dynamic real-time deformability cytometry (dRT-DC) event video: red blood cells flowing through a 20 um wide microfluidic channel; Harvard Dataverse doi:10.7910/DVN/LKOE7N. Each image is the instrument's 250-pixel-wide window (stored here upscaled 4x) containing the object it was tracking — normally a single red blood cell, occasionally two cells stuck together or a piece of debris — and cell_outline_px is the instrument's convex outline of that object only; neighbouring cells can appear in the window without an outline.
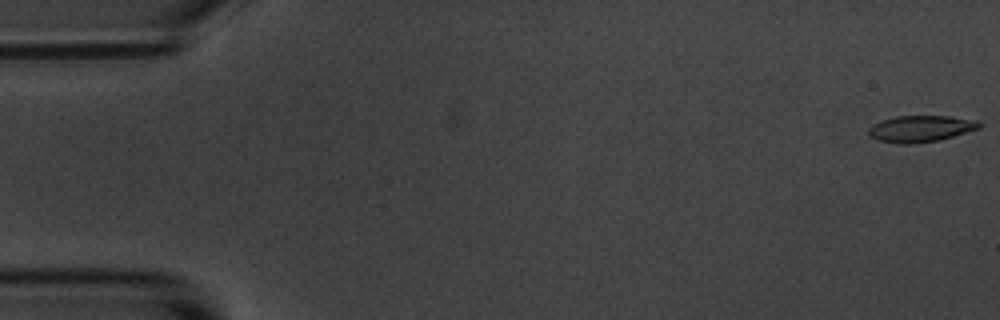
{"species": "common noctule bat (a hibernating species)", "species_latin": "Nyctalus noctula", "temperature_condition": "room temperature", "stored_images_in_passage": 55, "camera_frame_rate_fps": 3000, "um_per_image_px": 0.085, "animal": {"sex": "male", "body_mass_g": 20.1, "forearm_length_mm": 53.5}, "frame": {"image": 1, "passage_image": 1, "time_ms": 0.0, "image_size_px": [1000, 320], "cell_outline_px": [[984, 124], [980, 128], [940, 140], [912, 144], [896, 144], [880, 140], [872, 136], [868, 132], [868, 128], [872, 124], [880, 120], [896, 116], [948, 116], [976, 120]], "centroid_in_image_um": [78.26, 10.94], "position_along_channel_um": 6.7, "area_um2": 17.17}}
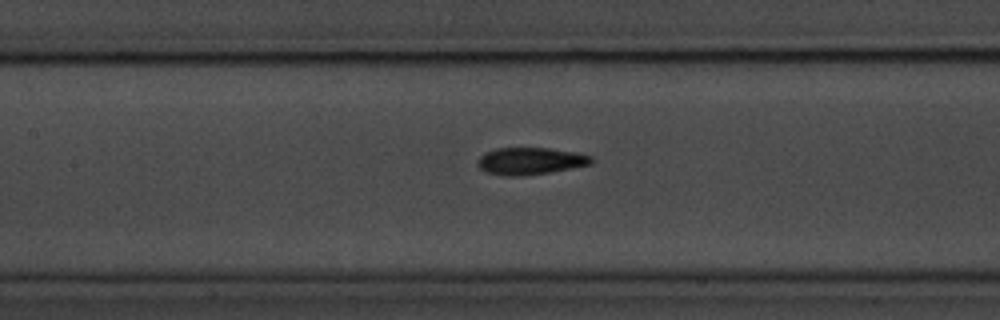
{"frame": {"image": 2, "passage_image": 25, "time_ms": 8.0, "image_size_px": [1000, 320], "cell_outline_px": [[592, 164], [572, 168], [548, 172], [520, 176], [504, 176], [488, 172], [480, 168], [476, 164], [476, 160], [484, 152], [496, 148], [548, 148], [576, 152], [592, 156]], "centroid_in_image_um": [45.05, 13.68], "position_along_channel_um": 162.4, "area_um2": 17.98}}
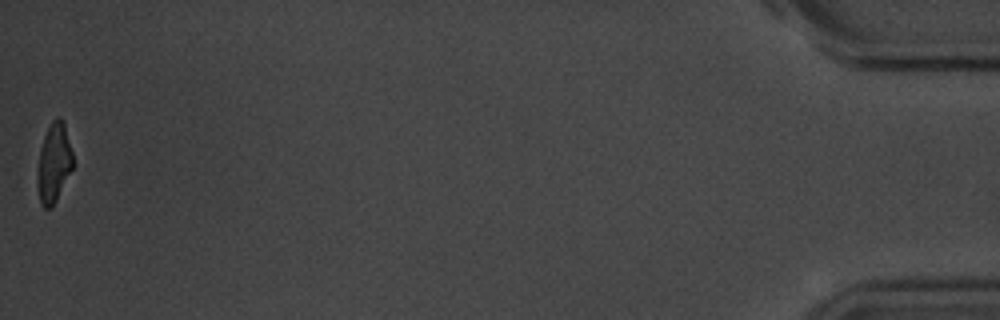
{"frame": {"image": 3, "passage_image": 55, "time_ms": 18.0, "image_size_px": [1000, 320], "cell_outline_px": [[72, 168], [52, 208], [44, 208], [40, 204], [36, 180], [36, 176], [40, 148], [44, 136], [52, 120], [56, 116], [60, 116], [64, 124], [72, 152]], "centroid_in_image_um": [4.54, 13.86], "position_along_channel_um": 430.7, "area_um2": 16.3}, "authors_computed_cell_mechanics": {"area_um2": 17.34, "velocity_mm_per_s": 3.6666, "shape_relaxation_time_tau1_ms": 3.3729, "shape_relaxation_time_tau2_ms": 2.6014, "deformation_change_tau1": 0.1863, "deformation_change_tau2": 0.0847}}